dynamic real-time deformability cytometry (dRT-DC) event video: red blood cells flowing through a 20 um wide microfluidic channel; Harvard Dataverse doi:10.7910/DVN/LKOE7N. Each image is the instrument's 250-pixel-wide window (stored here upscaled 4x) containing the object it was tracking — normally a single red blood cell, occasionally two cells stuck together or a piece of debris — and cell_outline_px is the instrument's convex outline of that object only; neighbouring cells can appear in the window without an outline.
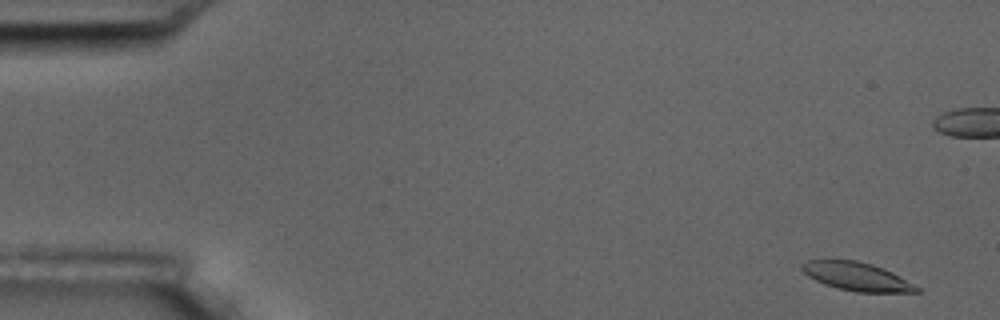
{"species": "common noctule bat (a hibernating species)", "species_latin": "Nyctalus noctula", "temperature_condition": "room temperature", "stored_images_in_passage": 5, "camera_frame_rate_fps": 3000, "um_per_image_px": 0.085, "animal": {"sex": "male", "body_mass_g": 17.5, "forearm_length_mm": 52.3}, "frame": {"image": 1, "passage_image": 1, "time_ms": 0.0, "image_size_px": [1000, 320], "cell_outline_px": [[920, 292], [856, 292], [836, 288], [824, 284], [808, 276], [800, 268], [800, 264], [808, 260], [856, 260], [872, 264], [892, 272], [920, 288]], "centroid_in_image_um": [72.79, 23.5], "position_along_channel_um": 12.2, "area_um2": 18.84}}